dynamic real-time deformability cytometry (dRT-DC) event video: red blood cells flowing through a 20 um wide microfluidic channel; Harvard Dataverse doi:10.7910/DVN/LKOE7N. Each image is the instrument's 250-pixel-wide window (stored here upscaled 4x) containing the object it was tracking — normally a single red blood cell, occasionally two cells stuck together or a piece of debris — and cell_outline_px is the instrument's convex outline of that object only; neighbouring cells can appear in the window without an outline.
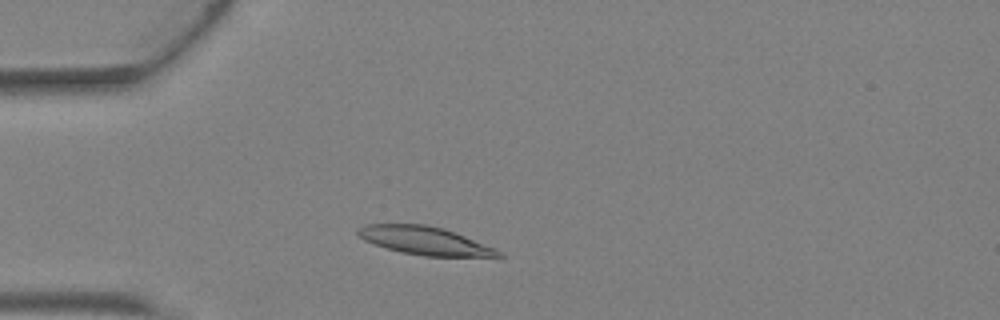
{"species": "Egyptian fruit bat (a non-hibernating species)", "species_latin": "Rousettus aegyptiacus", "temperature_condition": "warm", "stored_images_in_passage": 2, "camera_frame_rate_fps": 3000, "um_per_image_px": 0.085, "animal": {"sex": "female"}, "frame": {"image": 1, "passage_image": 2, "time_ms": 0.333, "image_size_px": [1000, 320], "cell_outline_px": [[504, 256], [500, 260], [424, 256], [404, 252], [388, 248], [364, 240], [356, 232], [364, 224], [428, 224], [444, 228], [456, 232], [496, 248]], "centroid_in_image_um": [36.34, 20.51], "position_along_channel_um": 48.7, "area_um2": 23.93}}